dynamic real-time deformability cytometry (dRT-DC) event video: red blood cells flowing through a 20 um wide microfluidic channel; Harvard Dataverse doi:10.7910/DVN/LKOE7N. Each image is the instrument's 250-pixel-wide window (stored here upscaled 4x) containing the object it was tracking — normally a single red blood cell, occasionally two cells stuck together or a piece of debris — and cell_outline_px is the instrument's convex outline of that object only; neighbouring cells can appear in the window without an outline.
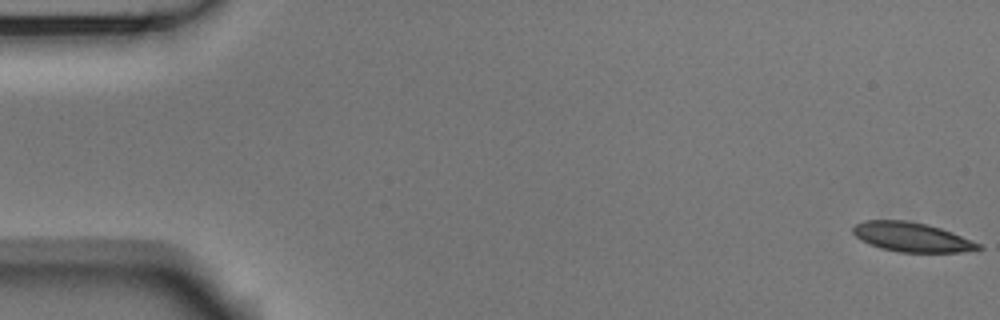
{"species": "Egyptian fruit bat (a non-hibernating species)", "species_latin": "Rousettus aegyptiacus", "temperature_condition": "room temperature", "stored_images_in_passage": 54, "camera_frame_rate_fps": 3000, "um_per_image_px": 0.085, "animal": {"sex": "male"}, "frame": {"image": 1, "passage_image": 1, "time_ms": 0.0, "image_size_px": [1000, 320], "cell_outline_px": [[984, 248], [960, 252], [900, 252], [880, 248], [868, 244], [860, 240], [852, 232], [852, 228], [856, 224], [864, 220], [904, 220], [928, 224], [952, 232], [980, 244]], "centroid_in_image_um": [77.46, 20.15], "position_along_channel_um": 7.5, "area_um2": 21.44}}
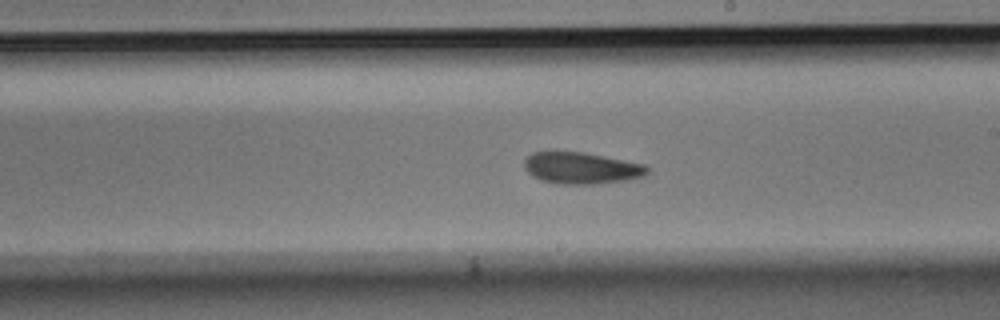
{"frame": {"image": 2, "passage_image": 31, "time_ms": 10.0, "image_size_px": [1000, 320], "cell_outline_px": [[648, 172], [644, 176], [624, 180], [596, 184], [556, 184], [540, 180], [532, 176], [524, 168], [524, 160], [532, 152], [584, 152], [644, 164], [648, 168]], "centroid_in_image_um": [49.38, 14.29], "position_along_channel_um": 239.6, "area_um2": 22.6}}
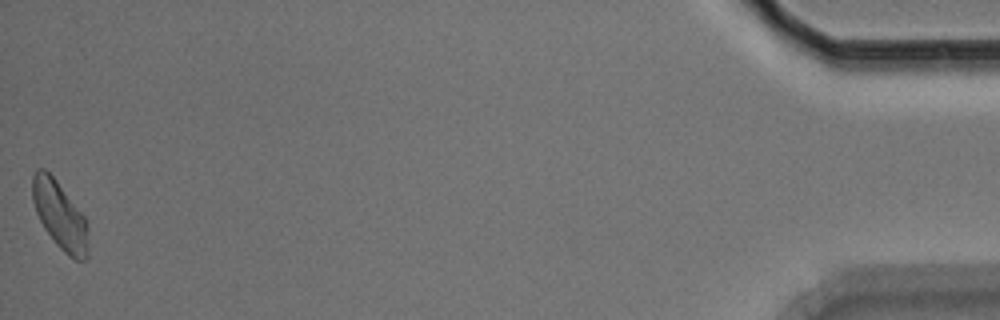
{"frame": {"image": 3, "passage_image": 54, "time_ms": 17.667, "image_size_px": [1000, 320], "cell_outline_px": [[88, 256], [84, 260], [76, 260], [68, 256], [56, 244], [44, 228], [36, 212], [32, 200], [32, 176], [36, 168], [44, 168], [56, 180], [84, 216], [88, 228]], "centroid_in_image_um": [5.08, 18.31], "position_along_channel_um": 430.1, "area_um2": 21.96}, "authors_computed_cell_mechanics": {"area_um2": 22.542, "velocity_mm_per_s": 3.735, "shape_relaxation_time_tau1_ms": 7.1897, "shape_relaxation_time_tau2_ms": 4.1448, "deformation_change_tau1": 0.1468, "deformation_change_tau2": 0.1053}}